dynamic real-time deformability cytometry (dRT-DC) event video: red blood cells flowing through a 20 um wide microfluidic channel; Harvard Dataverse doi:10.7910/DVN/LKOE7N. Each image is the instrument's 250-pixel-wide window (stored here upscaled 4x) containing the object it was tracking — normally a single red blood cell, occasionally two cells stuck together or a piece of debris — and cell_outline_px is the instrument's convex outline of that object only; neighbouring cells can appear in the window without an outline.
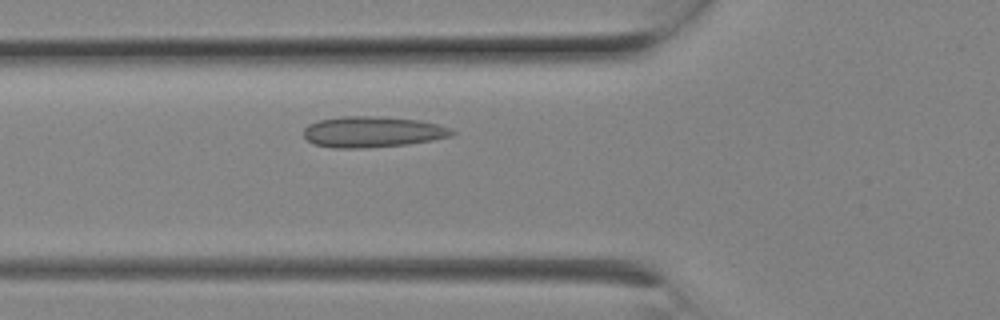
{"species": "Egyptian fruit bat (a non-hibernating species)", "species_latin": "Rousettus aegyptiacus", "temperature_condition": "room temperature", "stored_images_in_passage": 5, "camera_frame_rate_fps": 3000, "um_per_image_px": 0.085, "animal": {"sex": "female"}, "frame": {"image": 1, "passage_image": 5, "time_ms": 1.333, "image_size_px": [1000, 320], "cell_outline_px": [[456, 132], [452, 136], [432, 140], [408, 144], [364, 148], [336, 148], [312, 144], [304, 136], [304, 128], [308, 124], [320, 120], [344, 116], [380, 116], [420, 120], [452, 128]], "centroid_in_image_um": [31.67, 11.21], "position_along_channel_um": 94.1, "area_um2": 26.82}}